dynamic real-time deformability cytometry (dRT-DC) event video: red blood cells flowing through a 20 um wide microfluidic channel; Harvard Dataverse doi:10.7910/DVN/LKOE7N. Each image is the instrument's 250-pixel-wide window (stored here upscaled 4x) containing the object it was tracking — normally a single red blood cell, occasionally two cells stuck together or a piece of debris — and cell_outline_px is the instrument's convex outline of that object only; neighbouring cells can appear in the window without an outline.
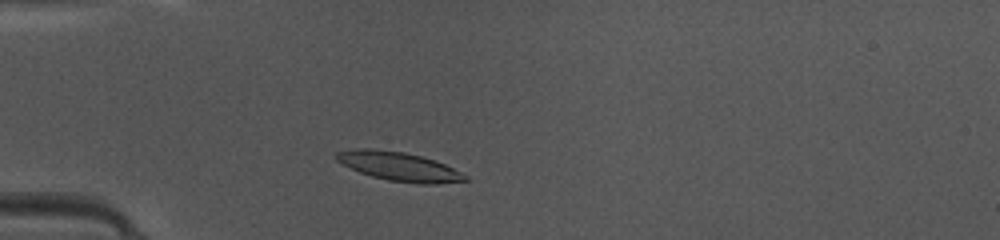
{"species": "common noctule bat (a hibernating species)", "species_latin": "Nyctalus noctula", "temperature_condition": "warm", "stored_images_in_passage": 36, "camera_frame_rate_fps": 3000, "um_per_image_px": 0.085, "animal": {"sex": "female", "body_mass_g": 10.0, "forearm_length_mm": 53.1}, "frame": {"image": 1, "passage_image": 2, "time_ms": 0.333, "image_size_px": [1000, 240], "cell_outline_px": [[472, 180], [436, 184], [420, 184], [388, 180], [372, 176], [360, 172], [336, 160], [336, 152], [356, 148], [372, 148], [404, 152], [436, 160], [468, 176]], "centroid_in_image_um": [33.95, 14.15], "position_along_channel_um": 51.0, "area_um2": 21.62}}
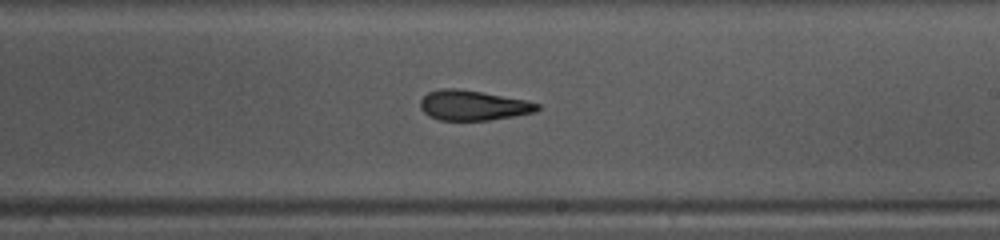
{"frame": {"image": 2, "passage_image": 17, "time_ms": 5.333, "image_size_px": [1000, 240], "cell_outline_px": [[540, 108], [536, 112], [488, 120], [440, 120], [428, 116], [420, 108], [420, 100], [428, 92], [440, 88], [456, 88], [528, 100], [540, 104]], "centroid_in_image_um": [40.2, 8.95], "position_along_channel_um": 248.8, "area_um2": 20.46}}
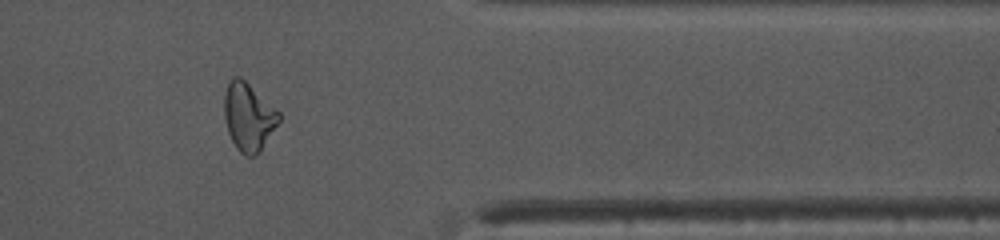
{"frame": {"image": 3, "passage_image": 28, "time_ms": 9.0, "image_size_px": [1000, 240], "cell_outline_px": [[280, 120], [256, 156], [244, 156], [236, 148], [228, 132], [224, 116], [224, 96], [228, 80], [232, 76], [240, 76], [280, 112]], "centroid_in_image_um": [21.1, 9.91], "position_along_channel_um": 390.3, "area_um2": 21.56}, "authors_computed_cell_mechanics": {"area_um2": 20.9525, "velocity_mm_per_s": 4.1966, "shape_relaxation_time_tau1_ms": 8.1015, "shape_relaxation_time_tau2_ms": 3.7639, "deformation_change_tau1": 0.258, "deformation_change_tau2": 0.1345}}